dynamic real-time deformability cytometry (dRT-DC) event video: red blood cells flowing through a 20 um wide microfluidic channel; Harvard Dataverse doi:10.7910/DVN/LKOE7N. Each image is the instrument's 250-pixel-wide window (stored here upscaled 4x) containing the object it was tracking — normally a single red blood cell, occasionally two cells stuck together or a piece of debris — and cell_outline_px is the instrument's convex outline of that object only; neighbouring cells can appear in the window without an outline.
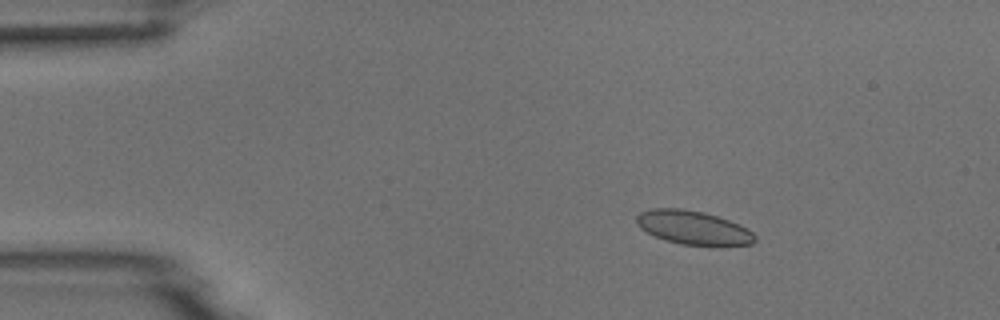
{"species": "common noctule bat (a hibernating species)", "species_latin": "Nyctalus noctula", "temperature_condition": "room temperature", "stored_images_in_passage": 5, "camera_frame_rate_fps": 3000, "um_per_image_px": 0.085, "animal": {"sex": "male", "body_mass_g": 18.8}, "frame": {"image": 1, "passage_image": 3, "time_ms": 2.333, "image_size_px": [1000, 320], "cell_outline_px": [[756, 240], [752, 244], [680, 244], [664, 240], [640, 228], [636, 224], [636, 216], [640, 212], [652, 208], [684, 208], [704, 212], [728, 220], [748, 228], [756, 236]], "centroid_in_image_um": [58.88, 19.32], "position_along_channel_um": 26.1, "area_um2": 22.95}}